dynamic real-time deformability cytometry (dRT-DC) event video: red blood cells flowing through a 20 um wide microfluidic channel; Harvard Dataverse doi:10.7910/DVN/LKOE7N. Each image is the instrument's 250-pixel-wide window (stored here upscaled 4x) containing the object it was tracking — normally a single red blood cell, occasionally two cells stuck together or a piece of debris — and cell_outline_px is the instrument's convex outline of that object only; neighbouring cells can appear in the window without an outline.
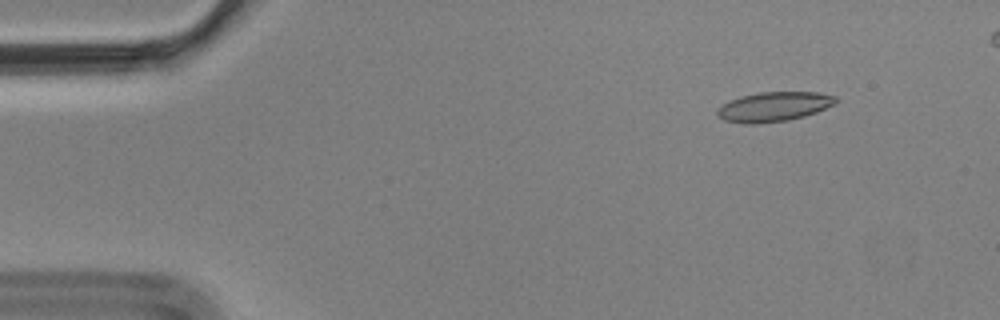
{"species": "Egyptian fruit bat (a non-hibernating species)", "species_latin": "Rousettus aegyptiacus", "temperature_condition": "cold", "stored_images_in_passage": 6, "camera_frame_rate_fps": 3000, "um_per_image_px": 0.085, "animal": {"sex": "male"}, "frame": {"image": 1, "passage_image": 2, "time_ms": 0.333, "image_size_px": [1000, 320], "cell_outline_px": [[836, 104], [816, 112], [804, 116], [788, 120], [756, 124], [744, 124], [724, 120], [716, 116], [716, 108], [740, 96], [760, 92], [820, 92], [836, 96]], "centroid_in_image_um": [65.77, 9.07], "position_along_channel_um": 19.2, "area_um2": 20.52}}